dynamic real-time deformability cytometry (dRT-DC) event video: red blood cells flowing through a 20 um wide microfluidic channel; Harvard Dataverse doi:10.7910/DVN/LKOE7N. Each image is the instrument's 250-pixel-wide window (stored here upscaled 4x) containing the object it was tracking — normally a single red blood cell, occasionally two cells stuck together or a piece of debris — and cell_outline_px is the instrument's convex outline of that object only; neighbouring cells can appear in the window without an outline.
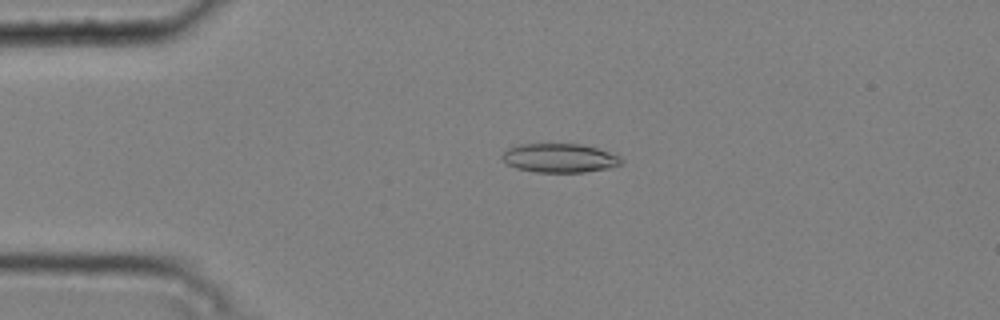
{"species": "common noctule bat (a hibernating species)", "species_latin": "Nyctalus noctula", "temperature_condition": "cold", "stored_images_in_passage": 5, "camera_frame_rate_fps": 3000, "um_per_image_px": 0.085, "animal": {"sex": "male", "body_mass_g": 20.4}, "frame": {"image": 1, "passage_image": 4, "time_ms": 1.0, "image_size_px": [1000, 320], "cell_outline_px": [[624, 164], [612, 168], [584, 172], [536, 172], [516, 168], [508, 164], [500, 156], [508, 148], [520, 144], [580, 144], [596, 148], [620, 156], [624, 160]], "centroid_in_image_um": [47.61, 13.44], "position_along_channel_um": 37.4, "area_um2": 20.17}}